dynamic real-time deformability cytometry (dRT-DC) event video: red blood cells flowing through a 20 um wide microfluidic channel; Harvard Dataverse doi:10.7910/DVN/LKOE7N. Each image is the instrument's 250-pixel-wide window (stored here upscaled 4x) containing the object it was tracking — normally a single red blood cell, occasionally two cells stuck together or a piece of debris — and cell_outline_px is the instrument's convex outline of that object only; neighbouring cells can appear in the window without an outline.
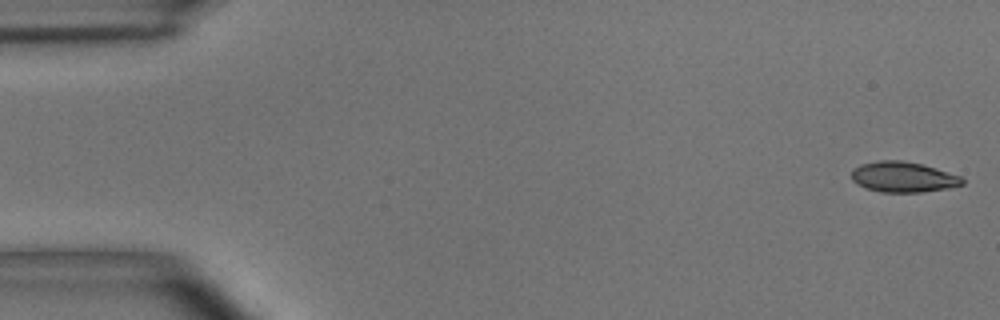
{"species": "common noctule bat (a hibernating species)", "species_latin": "Nyctalus noctula", "temperature_condition": "room temperature", "stored_images_in_passage": 54, "camera_frame_rate_fps": 3000, "um_per_image_px": 0.085, "animal": {"sex": "male", "body_mass_g": 15.6}, "frame": {"image": 1, "passage_image": 1, "time_ms": 0.0, "image_size_px": [1000, 320], "cell_outline_px": [[964, 184], [948, 188], [920, 192], [880, 192], [864, 188], [852, 180], [852, 172], [860, 164], [880, 160], [900, 160], [920, 164], [936, 168], [960, 176], [964, 180]], "centroid_in_image_um": [76.76, 15.05], "position_along_channel_um": 8.2, "area_um2": 19.54}}
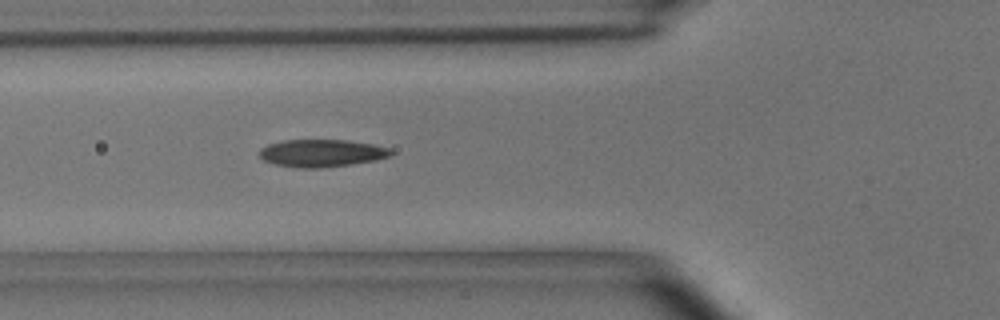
{"frame": {"image": 2, "passage_image": 19, "time_ms": 6.0, "image_size_px": [1000, 320], "cell_outline_px": [[392, 156], [376, 160], [352, 164], [320, 168], [300, 168], [276, 164], [264, 160], [260, 156], [260, 148], [268, 144], [284, 140], [348, 140], [372, 144], [392, 148]], "centroid_in_image_um": [27.38, 13.01], "position_along_channel_um": 98.4, "area_um2": 21.1}}
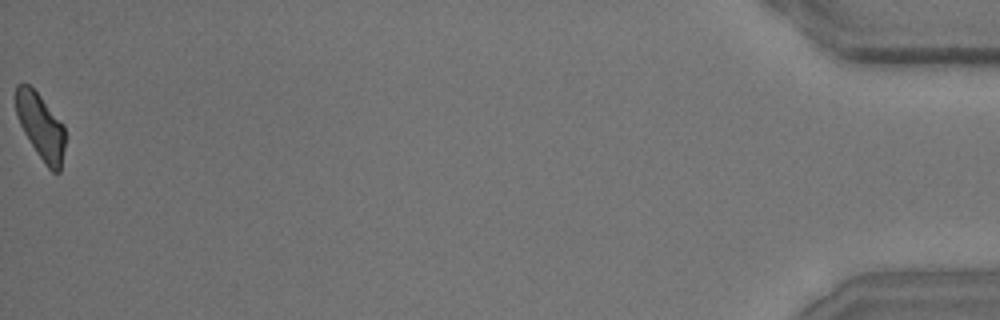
{"frame": {"image": 3, "passage_image": 54, "time_ms": 17.667, "image_size_px": [1000, 320], "cell_outline_px": [[64, 148], [60, 172], [52, 172], [44, 164], [36, 152], [24, 132], [20, 124], [16, 112], [16, 84], [28, 84], [40, 96], [64, 124]], "centroid_in_image_um": [3.47, 10.77], "position_along_channel_um": 431.7, "area_um2": 18.67}, "authors_computed_cell_mechanics": {"area_um2": 20.23, "velocity_mm_per_s": 3.6803, "shape_relaxation_time_tau1_ms": 5.8402, "shape_relaxation_time_tau2_ms": 2.3425, "deformation_change_tau1": 0.1565, "deformation_change_tau2": 0.0833}}